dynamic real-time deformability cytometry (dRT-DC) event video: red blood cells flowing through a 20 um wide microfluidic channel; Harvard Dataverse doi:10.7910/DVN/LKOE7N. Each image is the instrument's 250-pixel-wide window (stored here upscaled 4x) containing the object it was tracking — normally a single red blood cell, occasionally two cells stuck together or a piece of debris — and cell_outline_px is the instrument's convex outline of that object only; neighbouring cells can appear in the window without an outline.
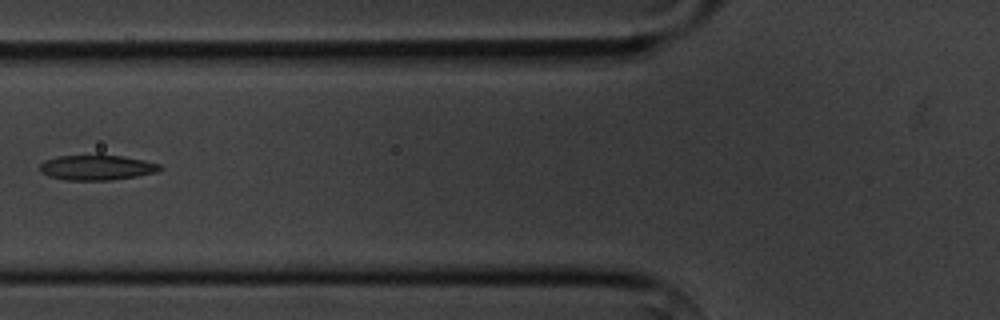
{"species": "common noctule bat (a hibernating species)", "species_latin": "Nyctalus noctula", "temperature_condition": "cold", "stored_images_in_passage": 7, "camera_frame_rate_fps": 3000, "um_per_image_px": 0.085, "animal": {"sex": "male", "body_mass_g": 20.1, "forearm_length_mm": 53.5}, "frame": {"image": 1, "passage_image": 6, "time_ms": 6.0, "image_size_px": [1000, 320], "cell_outline_px": [[164, 168], [156, 172], [136, 176], [112, 180], [64, 180], [48, 176], [40, 172], [40, 164], [44, 160], [60, 156], [96, 152], [124, 156], [144, 160], [160, 164]], "centroid_in_image_um": [8.21, 14.2], "position_along_channel_um": 117.6, "area_um2": 18.38}}
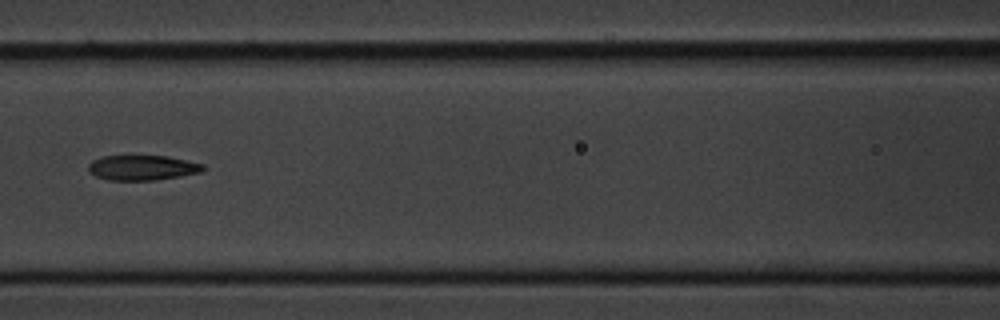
{"frame": {"image": 2, "passage_image": 7, "time_ms": 7.0, "image_size_px": [1000, 320], "cell_outline_px": [[208, 168], [200, 172], [180, 176], [156, 180], [108, 180], [96, 176], [88, 172], [88, 164], [92, 160], [104, 156], [168, 156], [204, 164]], "centroid_in_image_um": [12.11, 14.25], "position_along_channel_um": 154.5, "area_um2": 16.82}}